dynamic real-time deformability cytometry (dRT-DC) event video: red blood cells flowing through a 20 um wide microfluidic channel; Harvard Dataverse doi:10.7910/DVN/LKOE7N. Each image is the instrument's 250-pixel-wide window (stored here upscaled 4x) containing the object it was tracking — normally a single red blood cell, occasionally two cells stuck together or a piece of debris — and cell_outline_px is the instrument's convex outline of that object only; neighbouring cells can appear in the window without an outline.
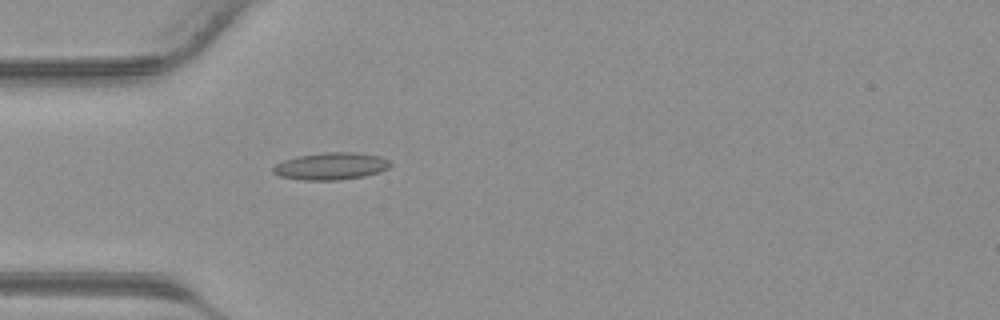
{"species": "common noctule bat (a hibernating species)", "species_latin": "Nyctalus noctula", "temperature_condition": "warm", "stored_images_in_passage": 30, "camera_frame_rate_fps": 3000, "um_per_image_px": 0.085, "animal": {"sex": "male", "body_mass_g": 23.1, "forearm_length_mm": 52.7}, "frame": {"image": 1, "passage_image": 1, "time_ms": 0.0, "image_size_px": [1000, 320], "cell_outline_px": [[392, 164], [388, 168], [380, 172], [364, 176], [340, 180], [304, 180], [280, 176], [272, 172], [272, 168], [276, 164], [284, 160], [300, 156], [324, 152], [356, 152], [380, 156], [388, 160]], "centroid_in_image_um": [28.16, 14.12], "position_along_channel_um": 56.8, "area_um2": 18.55}}
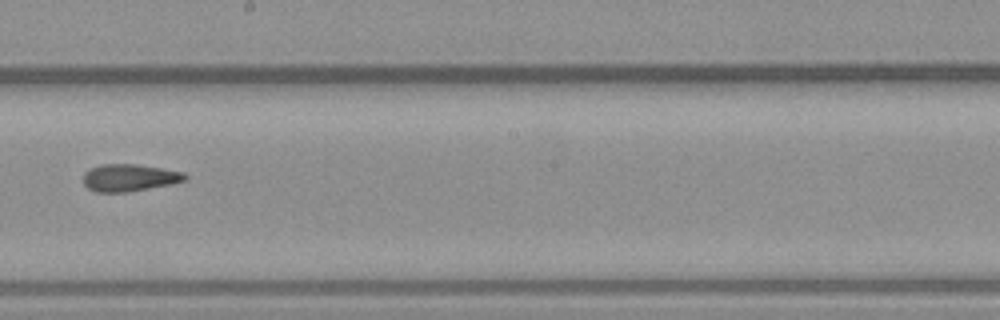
{"frame": {"image": 2, "passage_image": 12, "time_ms": 3.667, "image_size_px": [1000, 320], "cell_outline_px": [[188, 180], [172, 184], [128, 192], [96, 192], [88, 188], [84, 184], [84, 172], [100, 164], [136, 164], [184, 172], [188, 176]], "centroid_in_image_um": [11.02, 15.11], "position_along_channel_um": 237.2, "area_um2": 16.18}}
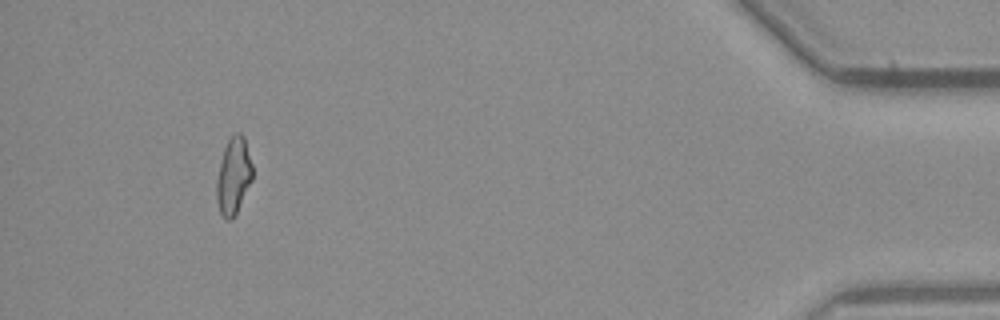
{"frame": {"image": 3, "passage_image": 27, "time_ms": 8.667, "image_size_px": [1000, 320], "cell_outline_px": [[252, 180], [236, 216], [232, 220], [224, 220], [220, 212], [216, 200], [216, 180], [224, 148], [228, 140], [236, 132], [240, 132], [244, 136], [252, 164]], "centroid_in_image_um": [19.85, 15.01], "position_along_channel_um": 415.4, "area_um2": 16.24}}